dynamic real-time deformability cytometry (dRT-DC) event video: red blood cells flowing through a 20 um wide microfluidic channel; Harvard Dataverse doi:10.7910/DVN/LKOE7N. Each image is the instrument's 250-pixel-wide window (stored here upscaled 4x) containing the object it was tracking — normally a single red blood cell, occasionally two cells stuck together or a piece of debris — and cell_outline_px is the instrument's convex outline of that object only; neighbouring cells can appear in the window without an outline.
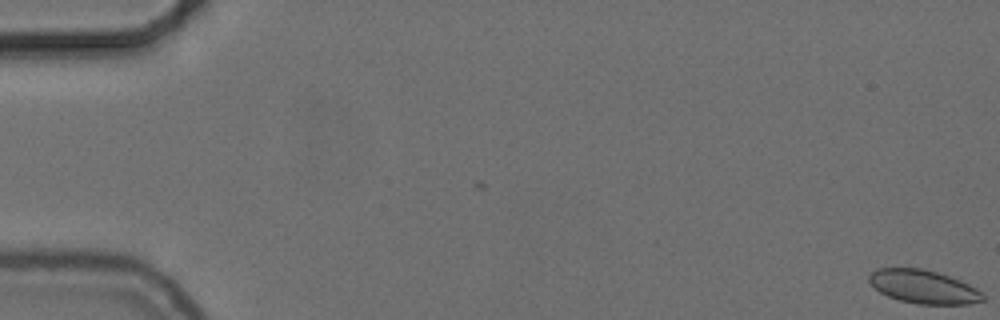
{"species": "common noctule bat (a hibernating species)", "species_latin": "Nyctalus noctula", "temperature_condition": "cold", "stored_images_in_passage": 57, "camera_frame_rate_fps": 3000, "um_per_image_px": 0.085, "animal": {"sex": "female", "body_mass_g": 24.6, "forearm_length_mm": 56.2}, "frame": {"image": 1, "passage_image": 1, "time_ms": 0.0, "image_size_px": [1000, 320], "cell_outline_px": [[984, 300], [968, 304], [916, 304], [900, 300], [888, 296], [880, 292], [868, 280], [868, 276], [876, 268], [920, 268], [936, 272], [960, 280], [984, 292]], "centroid_in_image_um": [78.51, 24.38], "position_along_channel_um": 6.5, "area_um2": 22.08}}
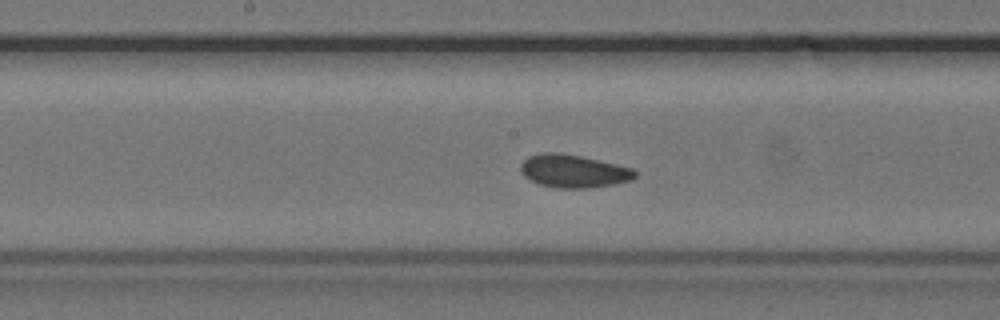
{"frame": {"image": 2, "passage_image": 30, "time_ms": 9.667, "image_size_px": [1000, 320], "cell_outline_px": [[636, 176], [632, 180], [612, 184], [588, 188], [556, 188], [540, 184], [528, 180], [520, 172], [520, 164], [528, 156], [540, 152], [556, 152], [580, 156], [616, 164], [632, 168], [636, 172]], "centroid_in_image_um": [48.7, 14.54], "position_along_channel_um": 199.5, "area_um2": 22.02}}
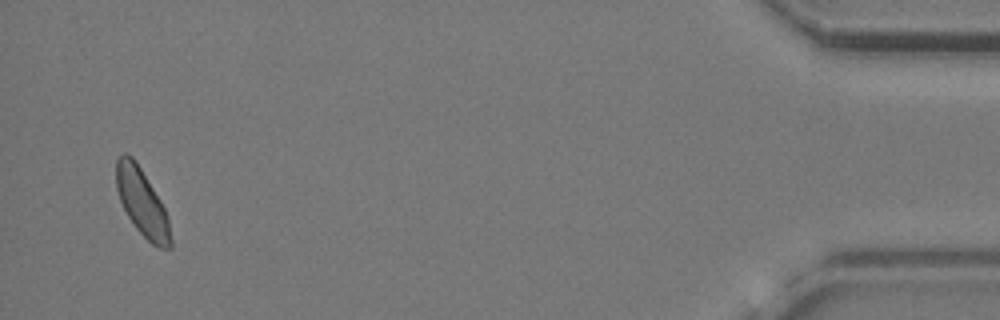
{"frame": {"image": 3, "passage_image": 55, "time_ms": 18.0, "image_size_px": [1000, 320], "cell_outline_px": [[172, 248], [160, 248], [152, 244], [136, 228], [128, 216], [120, 200], [116, 188], [116, 160], [124, 152], [132, 156], [136, 160], [160, 200], [168, 216], [172, 240]], "centroid_in_image_um": [12.08, 17.21], "position_along_channel_um": 423.1, "area_um2": 21.15}, "authors_computed_cell_mechanics": {"area_um2": 22.0218, "velocity_mm_per_s": 3.6869, "shape_relaxation_time_tau1_ms": null, "shape_relaxation_time_tau2_ms": 1.7085, "deformation_change_tau1": null, "deformation_change_tau2": 0.0663}}